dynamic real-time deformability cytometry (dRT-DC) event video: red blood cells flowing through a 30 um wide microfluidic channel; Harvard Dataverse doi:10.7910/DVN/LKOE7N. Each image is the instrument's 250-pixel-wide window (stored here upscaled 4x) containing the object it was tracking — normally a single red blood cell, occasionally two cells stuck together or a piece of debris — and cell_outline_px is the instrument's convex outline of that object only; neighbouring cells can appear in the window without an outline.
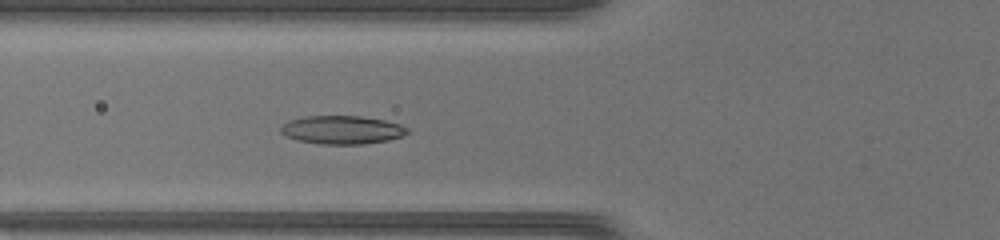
{"species": "common noctule bat (a hibernating species)", "species_latin": "Nyctalus noctula", "temperature_condition": "warm", "stored_images_in_passage": 32, "camera_frame_rate_fps": 3000, "um_per_image_px": 0.085, "animal": {"sex": "female", "body_mass_g": 17.0, "forearm_length_mm": 48.0}, "frame": {"image": 1, "passage_image": 8, "time_ms": 2.333, "image_size_px": [1000, 240], "cell_outline_px": [[408, 132], [400, 136], [388, 140], [364, 144], [320, 144], [296, 140], [280, 132], [280, 128], [288, 120], [304, 116], [360, 116], [384, 120], [400, 124], [408, 128]], "centroid_in_image_um": [29.05, 11.03], "position_along_channel_um": 96.8, "area_um2": 20.87}}
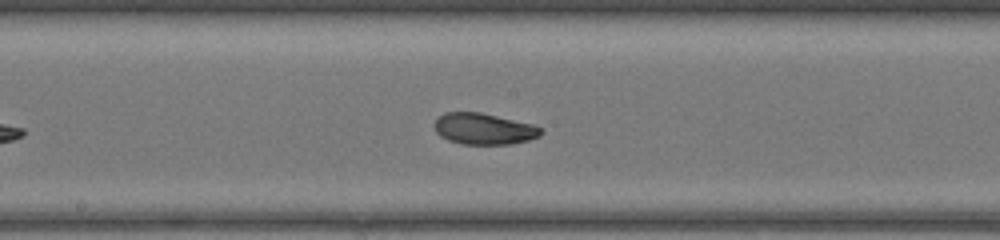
{"frame": {"image": 2, "passage_image": 16, "time_ms": 5.0, "image_size_px": [1000, 240], "cell_outline_px": [[544, 132], [540, 136], [528, 140], [512, 144], [464, 144], [448, 140], [440, 136], [436, 132], [432, 124], [444, 112], [480, 112], [532, 124], [544, 128]], "centroid_in_image_um": [41.14, 10.95], "position_along_channel_um": 207.1, "area_um2": 19.54}}
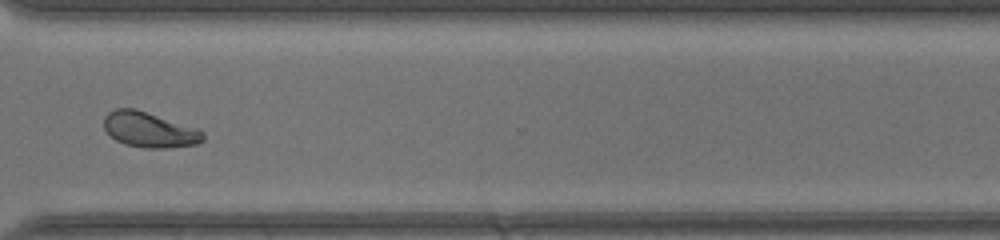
{"frame": {"image": 3, "passage_image": 27, "time_ms": 8.667, "image_size_px": [1000, 240], "cell_outline_px": [[204, 140], [196, 144], [168, 148], [144, 148], [124, 144], [116, 140], [104, 128], [104, 116], [108, 112], [116, 108], [136, 108], [196, 128], [204, 132]], "centroid_in_image_um": [12.69, 11.02], "position_along_channel_um": 357.9, "area_um2": 20.4}, "authors_computed_cell_mechanics": {"area_um2": 20.2011, "velocity_mm_per_s": 4.1205, "shape_relaxation_time_tau1_ms": 4.5499, "shape_relaxation_time_tau2_ms": 1.9351, "deformation_change_tau1": 0.1528, "deformation_change_tau2": 0.0678}}